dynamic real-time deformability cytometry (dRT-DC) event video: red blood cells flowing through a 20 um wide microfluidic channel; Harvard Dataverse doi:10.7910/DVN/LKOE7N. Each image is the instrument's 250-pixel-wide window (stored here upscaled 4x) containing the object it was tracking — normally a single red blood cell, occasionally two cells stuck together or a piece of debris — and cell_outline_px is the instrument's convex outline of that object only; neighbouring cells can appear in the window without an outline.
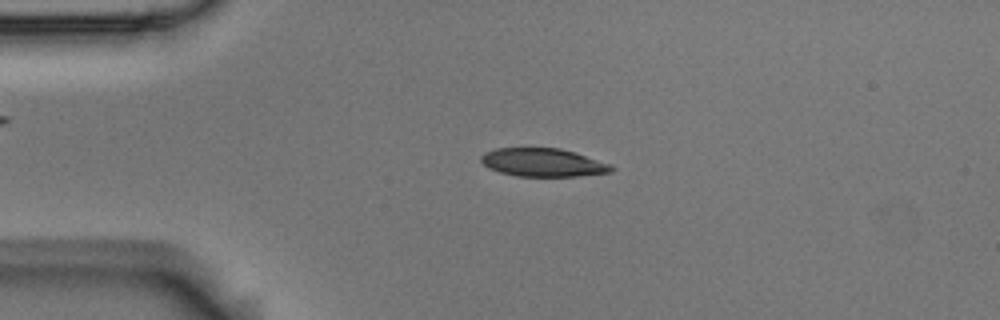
{"species": "Egyptian fruit bat (a non-hibernating species)", "species_latin": "Rousettus aegyptiacus", "temperature_condition": "room temperature", "stored_images_in_passage": 6, "camera_frame_rate_fps": 3000, "um_per_image_px": 0.085, "animal": {"sex": "male"}, "frame": {"image": 1, "passage_image": 4, "time_ms": 1.0, "image_size_px": [1000, 320], "cell_outline_px": [[616, 168], [612, 172], [576, 176], [516, 176], [500, 172], [488, 168], [480, 160], [480, 156], [484, 152], [496, 148], [560, 148], [612, 164]], "centroid_in_image_um": [46.15, 13.81], "position_along_channel_um": 38.8, "area_um2": 21.5}}
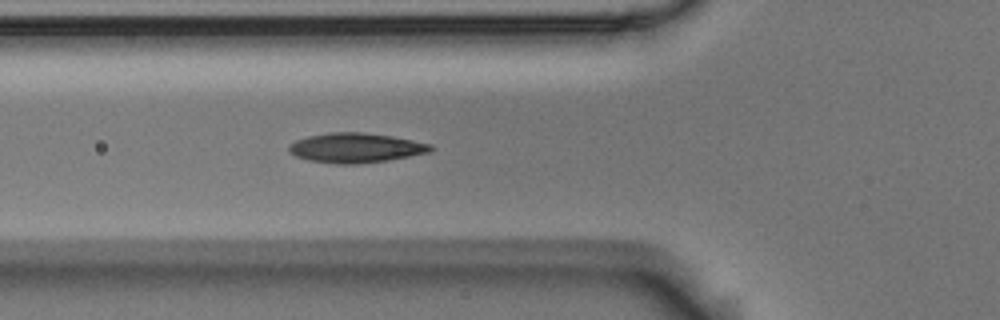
{"frame": {"image": 2, "passage_image": 6, "time_ms": 1.667, "image_size_px": [1000, 320], "cell_outline_px": [[436, 148], [432, 152], [388, 160], [356, 164], [336, 164], [308, 160], [296, 156], [288, 152], [288, 148], [296, 140], [308, 136], [328, 132], [364, 132], [392, 136], [432, 144]], "centroid_in_image_um": [30.27, 12.56], "position_along_channel_um": 95.5, "area_um2": 24.68}}